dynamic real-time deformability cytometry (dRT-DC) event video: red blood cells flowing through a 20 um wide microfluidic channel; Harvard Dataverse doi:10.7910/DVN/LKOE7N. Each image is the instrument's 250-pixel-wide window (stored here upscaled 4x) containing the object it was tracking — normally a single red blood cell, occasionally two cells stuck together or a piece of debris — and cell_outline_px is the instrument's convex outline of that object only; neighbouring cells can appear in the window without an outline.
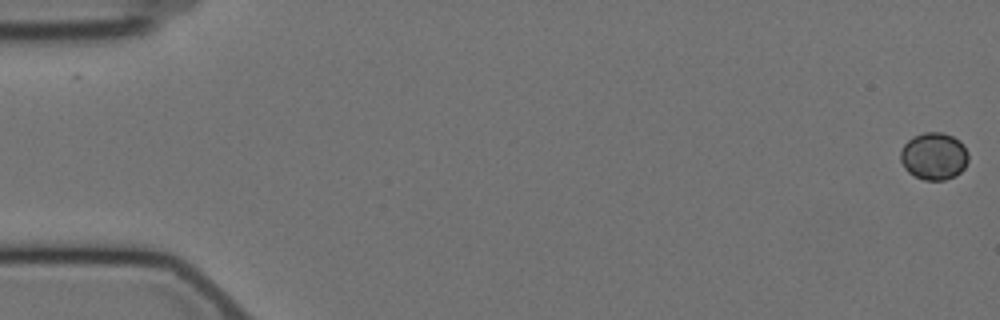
{"species": "Egyptian fruit bat (a non-hibernating species)", "species_latin": "Rousettus aegyptiacus", "temperature_condition": "cold", "stored_images_in_passage": 31, "camera_frame_rate_fps": 3000, "um_per_image_px": 0.085, "animal": {"sex": "female"}, "frame": {"image": 1, "passage_image": 1, "time_ms": 0.0, "image_size_px": [1000, 320], "cell_outline_px": [[968, 160], [964, 168], [956, 176], [944, 180], [924, 180], [908, 172], [904, 168], [900, 160], [900, 152], [904, 144], [912, 136], [924, 132], [940, 132], [952, 136], [960, 140], [964, 144], [968, 152]], "centroid_in_image_um": [79.39, 13.27], "position_along_channel_um": 5.6, "area_um2": 18.9}}
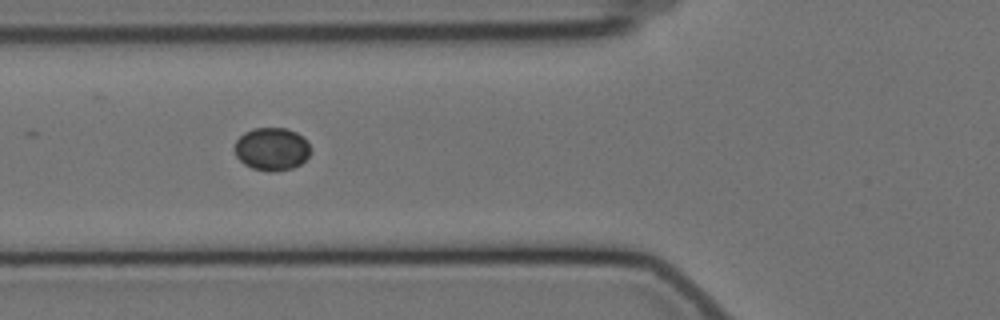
{"frame": {"image": 2, "passage_image": 22, "time_ms": 7.0, "image_size_px": [1000, 320], "cell_outline_px": [[312, 152], [300, 164], [292, 168], [272, 172], [268, 172], [252, 168], [244, 164], [236, 156], [232, 148], [236, 140], [244, 132], [252, 128], [288, 128], [296, 132], [312, 148]], "centroid_in_image_um": [23.07, 12.67], "position_along_channel_um": 102.7, "area_um2": 19.19}}
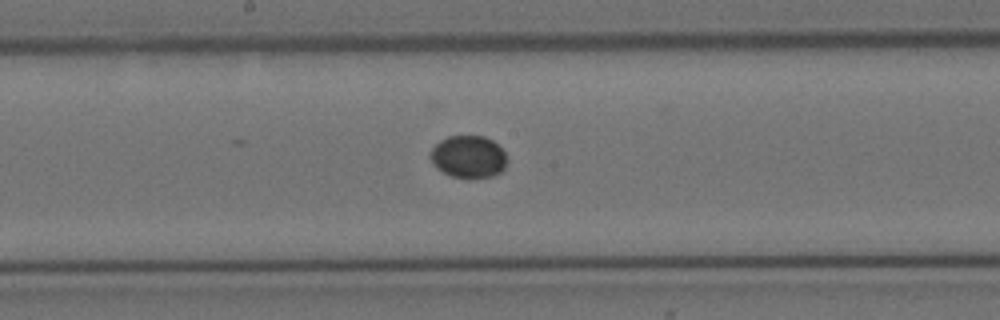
{"frame": {"image": 3, "passage_image": 31, "time_ms": 10.0, "image_size_px": [1000, 320], "cell_outline_px": [[508, 160], [504, 168], [500, 172], [492, 176], [468, 180], [452, 176], [436, 168], [432, 164], [428, 156], [432, 148], [440, 140], [448, 136], [484, 136], [492, 140], [504, 152]], "centroid_in_image_um": [39.79, 13.35], "position_along_channel_um": 208.4, "area_um2": 19.25}}